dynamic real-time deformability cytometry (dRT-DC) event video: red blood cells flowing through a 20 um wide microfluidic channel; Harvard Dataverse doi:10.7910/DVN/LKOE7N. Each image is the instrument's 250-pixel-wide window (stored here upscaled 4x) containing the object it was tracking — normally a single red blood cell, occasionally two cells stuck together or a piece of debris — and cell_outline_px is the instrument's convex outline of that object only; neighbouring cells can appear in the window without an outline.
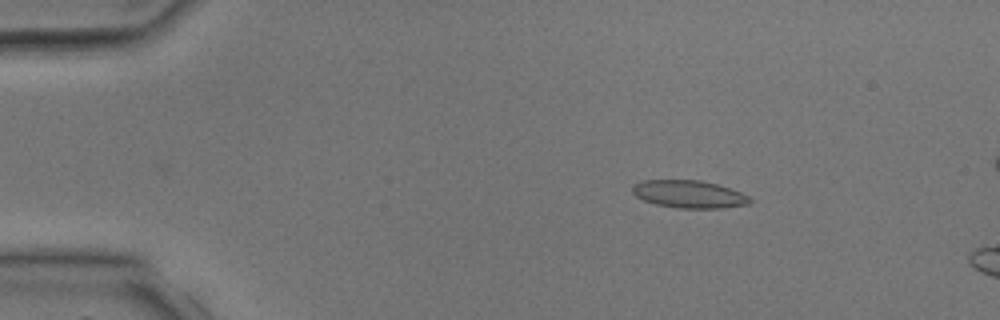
{"species": "common noctule bat (a hibernating species)", "species_latin": "Nyctalus noctula", "temperature_condition": "room temperature", "stored_images_in_passage": 2, "camera_frame_rate_fps": 3000, "um_per_image_px": 0.085, "animal": {"sex": "male", "body_mass_g": 17.9, "forearm_length_mm": 54.2}, "frame": {"image": 1, "passage_image": 1, "time_ms": 0.0, "image_size_px": [1000, 320], "cell_outline_px": [[752, 200], [748, 204], [724, 208], [680, 208], [656, 204], [644, 200], [636, 196], [632, 192], [632, 184], [644, 180], [700, 180], [716, 184], [740, 192], [748, 196]], "centroid_in_image_um": [58.54, 16.5], "position_along_channel_um": 26.5, "area_um2": 18.79}}